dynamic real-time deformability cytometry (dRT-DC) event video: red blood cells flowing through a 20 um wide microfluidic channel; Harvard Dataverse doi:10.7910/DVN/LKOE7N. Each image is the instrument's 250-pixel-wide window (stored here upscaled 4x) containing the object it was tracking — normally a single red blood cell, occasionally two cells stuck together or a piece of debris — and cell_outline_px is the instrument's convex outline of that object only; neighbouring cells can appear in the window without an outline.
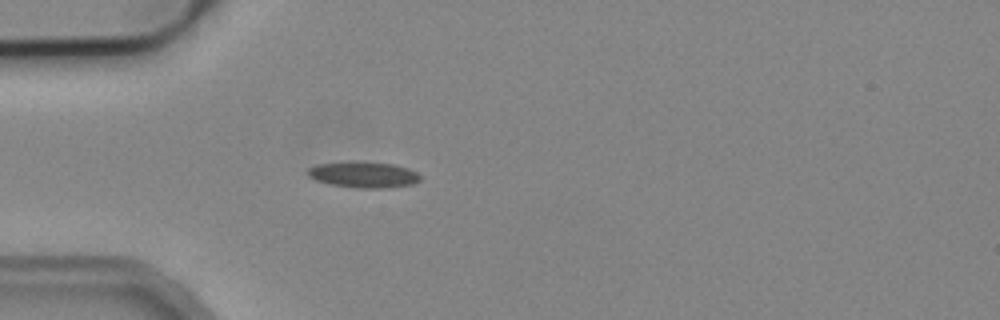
{"species": "common noctule bat (a hibernating species)", "species_latin": "Nyctalus noctula", "temperature_condition": "cold", "stored_images_in_passage": 4, "camera_frame_rate_fps": 3000, "um_per_image_px": 0.085, "animal": {"sex": "male", "body_mass_g": 19.2, "forearm_length_mm": 51.8}, "frame": {"image": 1, "passage_image": 4, "time_ms": 3.667, "image_size_px": [1000, 320], "cell_outline_px": [[420, 180], [412, 184], [388, 188], [356, 188], [332, 184], [316, 180], [308, 176], [308, 168], [316, 164], [392, 164], [408, 168], [416, 172], [420, 176]], "centroid_in_image_um": [30.94, 14.9], "position_along_channel_um": 54.1, "area_um2": 16.13}}